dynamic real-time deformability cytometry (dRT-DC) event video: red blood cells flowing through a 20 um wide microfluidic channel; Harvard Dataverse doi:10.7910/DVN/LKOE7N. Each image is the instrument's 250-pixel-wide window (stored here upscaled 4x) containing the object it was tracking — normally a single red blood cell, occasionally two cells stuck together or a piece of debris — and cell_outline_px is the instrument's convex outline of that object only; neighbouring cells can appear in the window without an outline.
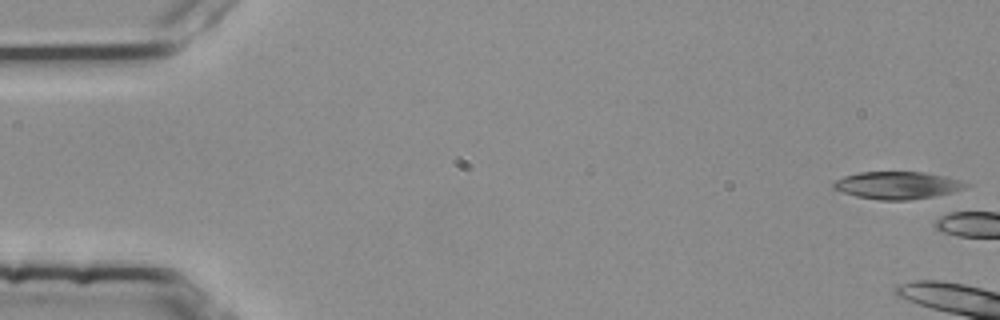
{"species": "common noctule bat (a hibernating species)", "species_latin": "Nyctalus noctula", "temperature_condition": "room temperature", "stored_images_in_passage": 5, "camera_frame_rate_fps": 3000, "um_per_image_px": 0.085, "animal": {"sex": "female", "body_mass_g": 25.1}, "frame": {"image": 1, "passage_image": 1, "time_ms": 0.0, "image_size_px": [1000, 320], "cell_outline_px": [[968, 184], [964, 188], [952, 192], [936, 196], [908, 200], [880, 200], [856, 196], [832, 188], [832, 184], [836, 180], [844, 176], [860, 172], [920, 172], [944, 176], [960, 180]], "centroid_in_image_um": [76.25, 15.75], "position_along_channel_um": 8.7, "area_um2": 20.92}}